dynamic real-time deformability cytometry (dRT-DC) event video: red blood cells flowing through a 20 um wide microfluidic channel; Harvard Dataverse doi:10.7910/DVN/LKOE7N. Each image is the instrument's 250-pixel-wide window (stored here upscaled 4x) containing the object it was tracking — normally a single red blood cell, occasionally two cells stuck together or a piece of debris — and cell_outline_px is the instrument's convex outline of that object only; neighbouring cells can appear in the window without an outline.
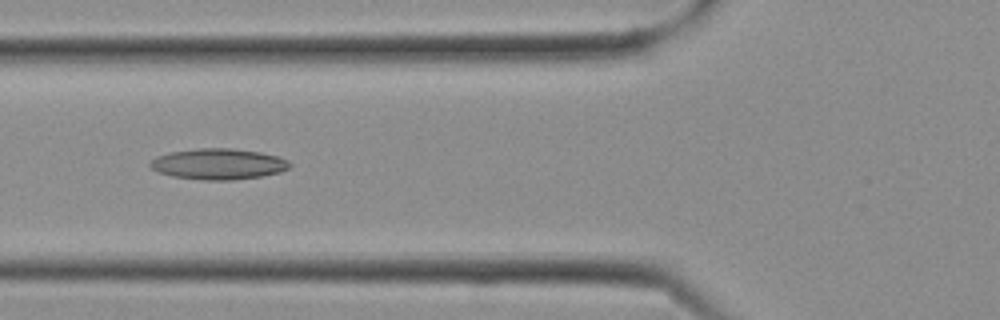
{"species": "Egyptian fruit bat (a non-hibernating species)", "species_latin": "Rousettus aegyptiacus", "temperature_condition": "cold", "stored_images_in_passage": 27, "camera_frame_rate_fps": 3000, "um_per_image_px": 0.085, "frame": {"image": 1, "passage_image": 10, "time_ms": 3.0, "image_size_px": [1000, 320], "cell_outline_px": [[292, 164], [288, 168], [280, 172], [260, 176], [232, 180], [204, 180], [172, 176], [160, 172], [152, 168], [148, 164], [156, 156], [168, 152], [196, 148], [232, 148], [260, 152], [280, 156], [288, 160]], "centroid_in_image_um": [18.57, 13.93], "position_along_channel_um": 107.2, "area_um2": 25.2}}
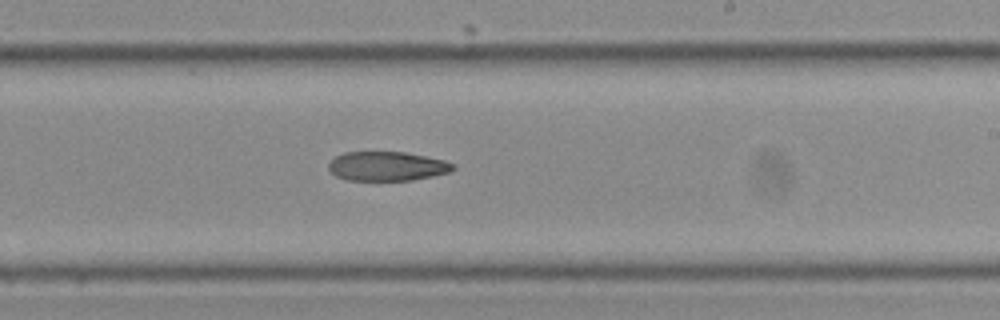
{"frame": {"image": 2, "passage_image": 16, "time_ms": 5.0, "image_size_px": [1000, 320], "cell_outline_px": [[456, 168], [452, 172], [412, 180], [348, 180], [336, 176], [328, 168], [328, 164], [336, 156], [344, 152], [404, 152], [444, 160], [456, 164]], "centroid_in_image_um": [32.94, 14.13], "position_along_channel_um": 256.1, "area_um2": 21.21}}
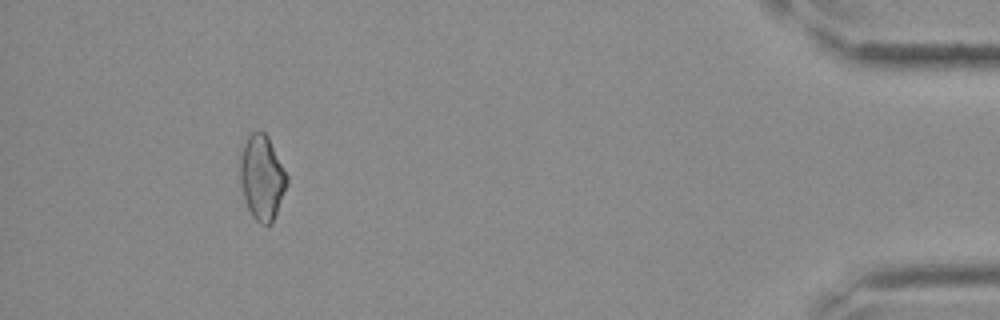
{"frame": {"image": 3, "passage_image": 25, "time_ms": 8.0, "image_size_px": [1000, 320], "cell_outline_px": [[288, 184], [272, 224], [260, 224], [252, 216], [248, 208], [244, 196], [240, 180], [240, 152], [248, 136], [252, 132], [264, 132], [268, 136], [288, 176]], "centroid_in_image_um": [22.28, 15.09], "position_along_channel_um": 412.9, "area_um2": 23.06}}